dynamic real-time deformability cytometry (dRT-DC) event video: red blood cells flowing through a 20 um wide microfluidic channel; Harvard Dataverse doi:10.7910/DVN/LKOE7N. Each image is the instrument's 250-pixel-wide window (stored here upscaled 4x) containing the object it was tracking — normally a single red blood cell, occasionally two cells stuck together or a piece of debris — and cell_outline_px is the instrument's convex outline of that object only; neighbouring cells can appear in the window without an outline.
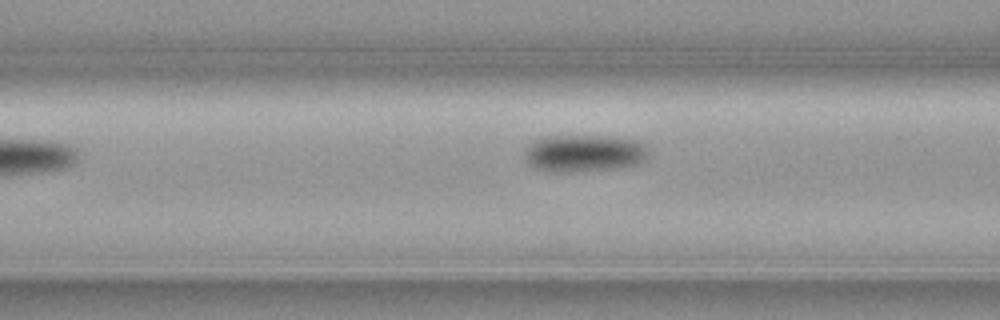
{"species": "common noctule bat (a hibernating species)", "species_latin": "Nyctalus noctula", "temperature_condition": "cold", "stored_images_in_passage": 6, "camera_frame_rate_fps": 3000, "um_per_image_px": 0.085, "animal": {"sex": "female", "body_mass_g": 19.3, "forearm_length_mm": 54.1}, "frame": {"image": 1, "passage_image": 4, "time_ms": 1.0, "image_size_px": [1000, 320], "cell_outline_px": [[648, 152], [644, 160], [636, 164], [612, 168], [568, 172], [552, 172], [536, 168], [524, 156], [524, 152], [536, 140], [552, 136], [608, 136], [636, 140], [644, 144]], "centroid_in_image_um": [49.67, 13.02], "position_along_channel_um": 116.9, "area_um2": 26.24}}